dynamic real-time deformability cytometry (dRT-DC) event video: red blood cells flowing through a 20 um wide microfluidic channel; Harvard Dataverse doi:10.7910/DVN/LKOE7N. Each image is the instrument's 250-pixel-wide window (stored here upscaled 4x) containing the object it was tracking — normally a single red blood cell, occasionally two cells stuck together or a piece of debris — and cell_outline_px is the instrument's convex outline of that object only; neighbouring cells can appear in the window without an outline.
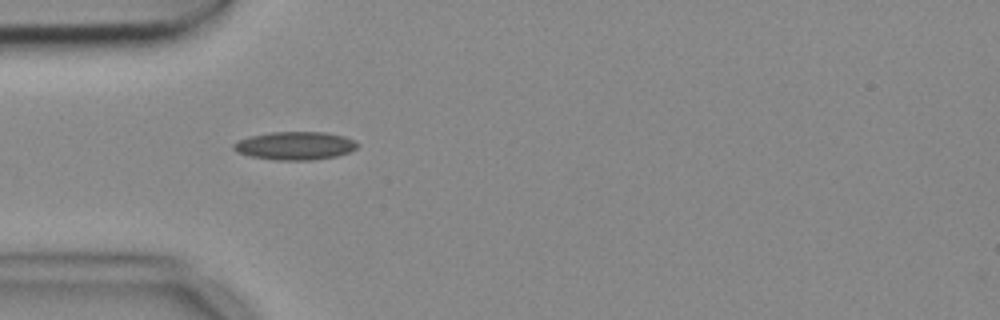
{"species": "common noctule bat (a hibernating species)", "species_latin": "Nyctalus noctula", "temperature_condition": "cold", "stored_images_in_passage": 8, "camera_frame_rate_fps": 3000, "um_per_image_px": 0.085, "animal": {"sex": "female", "body_mass_g": 18.4}, "frame": {"image": 1, "passage_image": 3, "time_ms": 0.667, "image_size_px": [1000, 320], "cell_outline_px": [[356, 148], [348, 152], [336, 156], [312, 160], [276, 160], [252, 156], [236, 152], [232, 148], [232, 144], [236, 140], [252, 136], [272, 132], [328, 132], [344, 136], [352, 140], [356, 144]], "centroid_in_image_um": [25.03, 12.38], "position_along_channel_um": 60.0, "area_um2": 20.17}}
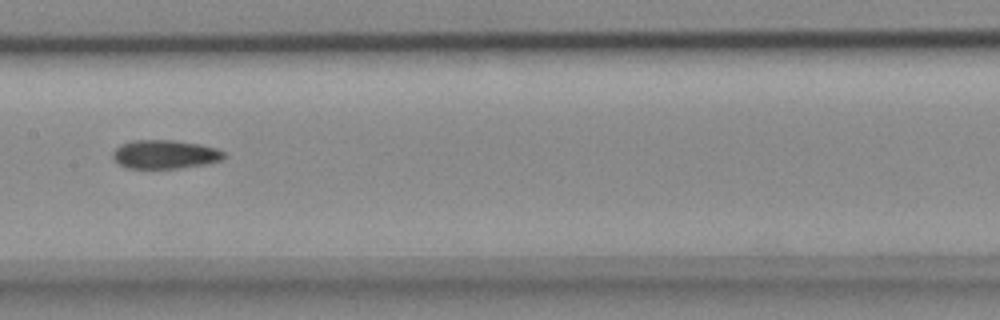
{"frame": {"image": 2, "passage_image": 6, "time_ms": 1.667, "image_size_px": [1000, 320], "cell_outline_px": [[224, 156], [220, 160], [204, 164], [176, 168], [128, 168], [120, 164], [112, 156], [112, 152], [120, 144], [136, 140], [172, 140], [200, 144], [216, 148], [224, 152]], "centroid_in_image_um": [13.99, 13.11], "position_along_channel_um": 193.4, "area_um2": 18.32}}
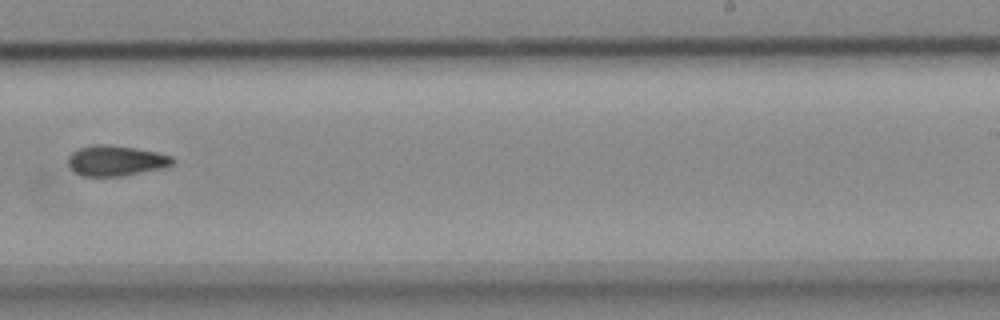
{"frame": {"image": 3, "passage_image": 8, "time_ms": 2.333, "image_size_px": [1000, 320], "cell_outline_px": [[176, 164], [168, 168], [124, 176], [80, 176], [68, 164], [68, 156], [72, 152], [80, 148], [96, 144], [104, 144], [136, 148], [156, 152], [172, 156], [176, 160]], "centroid_in_image_um": [9.93, 13.67], "position_along_channel_um": 279.1, "area_um2": 18.84}}